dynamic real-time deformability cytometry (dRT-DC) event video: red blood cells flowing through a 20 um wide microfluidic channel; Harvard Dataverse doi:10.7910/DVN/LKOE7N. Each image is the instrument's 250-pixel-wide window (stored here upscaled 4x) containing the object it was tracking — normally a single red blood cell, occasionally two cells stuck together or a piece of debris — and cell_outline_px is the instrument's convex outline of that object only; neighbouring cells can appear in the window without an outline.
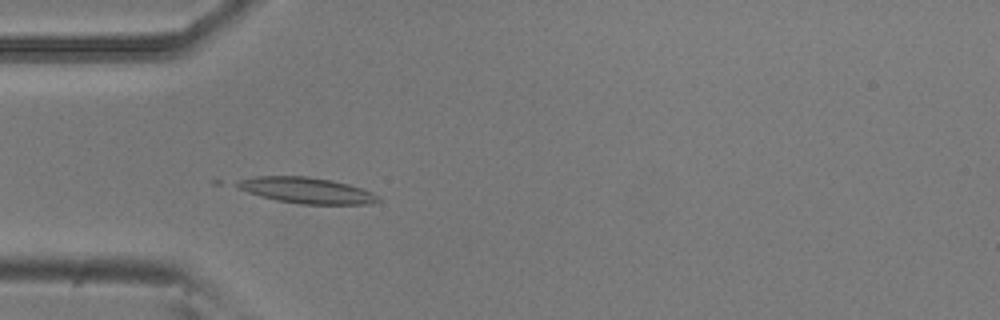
{"species": "common noctule bat (a hibernating species)", "species_latin": "Nyctalus noctula", "temperature_condition": "room temperature", "stored_images_in_passage": 53, "camera_frame_rate_fps": 3000, "um_per_image_px": 0.085, "animal": {"sex": "male", "body_mass_g": 20.5, "forearm_length_mm": 52.5}, "frame": {"image": 1, "passage_image": 16, "time_ms": 5.0, "image_size_px": [1000, 320], "cell_outline_px": [[380, 200], [372, 204], [300, 204], [276, 200], [260, 196], [236, 188], [228, 184], [236, 180], [256, 176], [308, 176], [332, 180], [348, 184], [372, 192]], "centroid_in_image_um": [25.94, 16.17], "position_along_channel_um": 59.1, "area_um2": 21.56}}
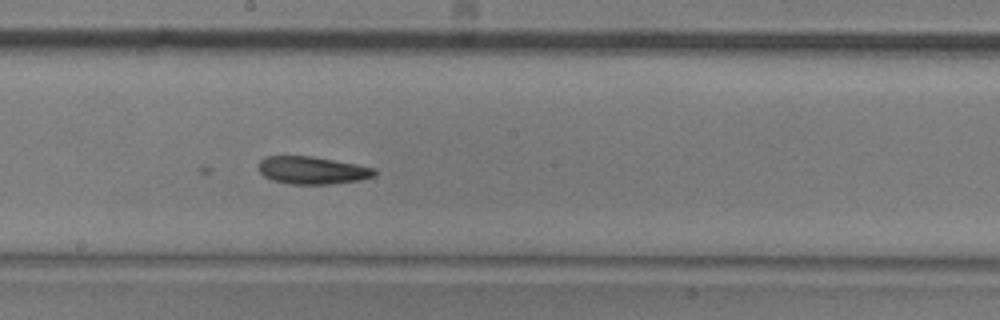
{"frame": {"image": 2, "passage_image": 29, "time_ms": 9.333, "image_size_px": [1000, 320], "cell_outline_px": [[376, 176], [360, 180], [328, 184], [288, 184], [272, 180], [264, 176], [260, 172], [260, 160], [264, 156], [312, 156], [356, 164], [376, 168]], "centroid_in_image_um": [26.56, 14.47], "position_along_channel_um": 221.6, "area_um2": 18.67}}
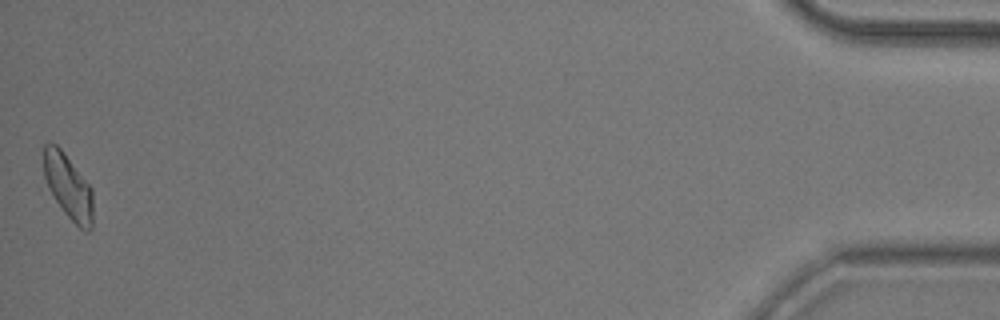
{"frame": {"image": 3, "passage_image": 53, "time_ms": 17.333, "image_size_px": [1000, 320], "cell_outline_px": [[92, 228], [88, 232], [84, 232], [64, 212], [48, 188], [44, 176], [44, 144], [56, 144], [60, 148], [92, 188]], "centroid_in_image_um": [5.81, 15.89], "position_along_channel_um": 429.4, "area_um2": 18.26}}